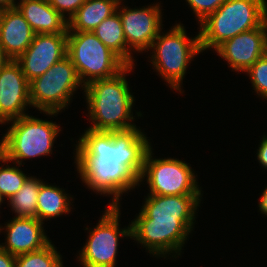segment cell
Segmentation results:
<instances>
[{"mask_svg":"<svg viewBox=\"0 0 267 267\" xmlns=\"http://www.w3.org/2000/svg\"><path fill=\"white\" fill-rule=\"evenodd\" d=\"M119 3L116 0H86L68 21V31H93L104 19L114 14Z\"/></svg>","mask_w":267,"mask_h":267,"instance_id":"18","label":"cell"},{"mask_svg":"<svg viewBox=\"0 0 267 267\" xmlns=\"http://www.w3.org/2000/svg\"><path fill=\"white\" fill-rule=\"evenodd\" d=\"M97 38L116 53L127 65L133 66L130 48L127 47V42L123 32L121 17L116 11L111 16L104 19L93 31Z\"/></svg>","mask_w":267,"mask_h":267,"instance_id":"19","label":"cell"},{"mask_svg":"<svg viewBox=\"0 0 267 267\" xmlns=\"http://www.w3.org/2000/svg\"><path fill=\"white\" fill-rule=\"evenodd\" d=\"M60 255L51 242L43 249L16 256L15 267H63Z\"/></svg>","mask_w":267,"mask_h":267,"instance_id":"22","label":"cell"},{"mask_svg":"<svg viewBox=\"0 0 267 267\" xmlns=\"http://www.w3.org/2000/svg\"><path fill=\"white\" fill-rule=\"evenodd\" d=\"M246 72L249 73L255 91L267 98V59L259 58Z\"/></svg>","mask_w":267,"mask_h":267,"instance_id":"24","label":"cell"},{"mask_svg":"<svg viewBox=\"0 0 267 267\" xmlns=\"http://www.w3.org/2000/svg\"><path fill=\"white\" fill-rule=\"evenodd\" d=\"M107 208L81 251L84 267H115L119 236L131 237V226L119 231V206Z\"/></svg>","mask_w":267,"mask_h":267,"instance_id":"10","label":"cell"},{"mask_svg":"<svg viewBox=\"0 0 267 267\" xmlns=\"http://www.w3.org/2000/svg\"><path fill=\"white\" fill-rule=\"evenodd\" d=\"M150 48H154L152 63L157 71L173 89L180 90L188 63L201 52L199 34L187 38L184 26L177 24L165 35L154 39Z\"/></svg>","mask_w":267,"mask_h":267,"instance_id":"7","label":"cell"},{"mask_svg":"<svg viewBox=\"0 0 267 267\" xmlns=\"http://www.w3.org/2000/svg\"><path fill=\"white\" fill-rule=\"evenodd\" d=\"M263 57H265L267 59V36L265 38Z\"/></svg>","mask_w":267,"mask_h":267,"instance_id":"32","label":"cell"},{"mask_svg":"<svg viewBox=\"0 0 267 267\" xmlns=\"http://www.w3.org/2000/svg\"><path fill=\"white\" fill-rule=\"evenodd\" d=\"M131 70L132 65H127L115 76L95 80L83 87L89 116L94 124L90 130L118 132L136 128V125L128 122L133 120L131 110L134 97L129 92L125 74Z\"/></svg>","mask_w":267,"mask_h":267,"instance_id":"3","label":"cell"},{"mask_svg":"<svg viewBox=\"0 0 267 267\" xmlns=\"http://www.w3.org/2000/svg\"><path fill=\"white\" fill-rule=\"evenodd\" d=\"M267 20L258 28L242 32L224 41L215 50L225 58L231 68L246 72L259 58L263 57Z\"/></svg>","mask_w":267,"mask_h":267,"instance_id":"13","label":"cell"},{"mask_svg":"<svg viewBox=\"0 0 267 267\" xmlns=\"http://www.w3.org/2000/svg\"><path fill=\"white\" fill-rule=\"evenodd\" d=\"M257 158L263 167L267 168V137H263V140L258 149Z\"/></svg>","mask_w":267,"mask_h":267,"instance_id":"28","label":"cell"},{"mask_svg":"<svg viewBox=\"0 0 267 267\" xmlns=\"http://www.w3.org/2000/svg\"><path fill=\"white\" fill-rule=\"evenodd\" d=\"M64 191L55 186L41 183L37 199L36 218L43 223L44 219L58 217L70 211L69 198Z\"/></svg>","mask_w":267,"mask_h":267,"instance_id":"20","label":"cell"},{"mask_svg":"<svg viewBox=\"0 0 267 267\" xmlns=\"http://www.w3.org/2000/svg\"><path fill=\"white\" fill-rule=\"evenodd\" d=\"M67 56L84 87L95 80L113 77L127 66L91 31H68ZM86 76L89 78L85 79Z\"/></svg>","mask_w":267,"mask_h":267,"instance_id":"5","label":"cell"},{"mask_svg":"<svg viewBox=\"0 0 267 267\" xmlns=\"http://www.w3.org/2000/svg\"><path fill=\"white\" fill-rule=\"evenodd\" d=\"M28 177L23 186L10 199L16 217L36 218L37 199L42 181Z\"/></svg>","mask_w":267,"mask_h":267,"instance_id":"21","label":"cell"},{"mask_svg":"<svg viewBox=\"0 0 267 267\" xmlns=\"http://www.w3.org/2000/svg\"><path fill=\"white\" fill-rule=\"evenodd\" d=\"M199 22H202L209 14L215 12L226 0H186Z\"/></svg>","mask_w":267,"mask_h":267,"instance_id":"25","label":"cell"},{"mask_svg":"<svg viewBox=\"0 0 267 267\" xmlns=\"http://www.w3.org/2000/svg\"><path fill=\"white\" fill-rule=\"evenodd\" d=\"M42 224L37 218L14 217L5 226L6 245L0 247L14 256L43 249L50 240L43 232Z\"/></svg>","mask_w":267,"mask_h":267,"instance_id":"16","label":"cell"},{"mask_svg":"<svg viewBox=\"0 0 267 267\" xmlns=\"http://www.w3.org/2000/svg\"><path fill=\"white\" fill-rule=\"evenodd\" d=\"M30 102V82L16 60H9L0 69V123L23 116Z\"/></svg>","mask_w":267,"mask_h":267,"instance_id":"12","label":"cell"},{"mask_svg":"<svg viewBox=\"0 0 267 267\" xmlns=\"http://www.w3.org/2000/svg\"><path fill=\"white\" fill-rule=\"evenodd\" d=\"M9 61L5 56L2 47L0 46V69Z\"/></svg>","mask_w":267,"mask_h":267,"instance_id":"31","label":"cell"},{"mask_svg":"<svg viewBox=\"0 0 267 267\" xmlns=\"http://www.w3.org/2000/svg\"><path fill=\"white\" fill-rule=\"evenodd\" d=\"M86 0H48V3L65 18V11L69 14V21Z\"/></svg>","mask_w":267,"mask_h":267,"instance_id":"26","label":"cell"},{"mask_svg":"<svg viewBox=\"0 0 267 267\" xmlns=\"http://www.w3.org/2000/svg\"><path fill=\"white\" fill-rule=\"evenodd\" d=\"M35 36L28 21L16 7L0 12V46L9 60H17Z\"/></svg>","mask_w":267,"mask_h":267,"instance_id":"15","label":"cell"},{"mask_svg":"<svg viewBox=\"0 0 267 267\" xmlns=\"http://www.w3.org/2000/svg\"><path fill=\"white\" fill-rule=\"evenodd\" d=\"M151 153L150 148L138 180L142 182L147 176L149 195H201L196 177L187 163L172 158L153 159Z\"/></svg>","mask_w":267,"mask_h":267,"instance_id":"9","label":"cell"},{"mask_svg":"<svg viewBox=\"0 0 267 267\" xmlns=\"http://www.w3.org/2000/svg\"><path fill=\"white\" fill-rule=\"evenodd\" d=\"M266 20L265 0H226L200 22L201 52L210 47L216 49L224 41L260 27Z\"/></svg>","mask_w":267,"mask_h":267,"instance_id":"4","label":"cell"},{"mask_svg":"<svg viewBox=\"0 0 267 267\" xmlns=\"http://www.w3.org/2000/svg\"><path fill=\"white\" fill-rule=\"evenodd\" d=\"M7 167V168H6ZM0 167V196L10 199L23 186L28 178L16 167Z\"/></svg>","mask_w":267,"mask_h":267,"instance_id":"23","label":"cell"},{"mask_svg":"<svg viewBox=\"0 0 267 267\" xmlns=\"http://www.w3.org/2000/svg\"><path fill=\"white\" fill-rule=\"evenodd\" d=\"M16 256L0 247V267H15Z\"/></svg>","mask_w":267,"mask_h":267,"instance_id":"27","label":"cell"},{"mask_svg":"<svg viewBox=\"0 0 267 267\" xmlns=\"http://www.w3.org/2000/svg\"><path fill=\"white\" fill-rule=\"evenodd\" d=\"M67 55V33L35 34L25 52L16 60L31 82Z\"/></svg>","mask_w":267,"mask_h":267,"instance_id":"11","label":"cell"},{"mask_svg":"<svg viewBox=\"0 0 267 267\" xmlns=\"http://www.w3.org/2000/svg\"><path fill=\"white\" fill-rule=\"evenodd\" d=\"M259 207H260L259 210L263 214L267 215V187L262 194V197H261L260 202H259Z\"/></svg>","mask_w":267,"mask_h":267,"instance_id":"29","label":"cell"},{"mask_svg":"<svg viewBox=\"0 0 267 267\" xmlns=\"http://www.w3.org/2000/svg\"><path fill=\"white\" fill-rule=\"evenodd\" d=\"M11 121L13 125L0 142L2 162L15 160L20 166L23 159L50 154L60 130L55 123L28 115Z\"/></svg>","mask_w":267,"mask_h":267,"instance_id":"6","label":"cell"},{"mask_svg":"<svg viewBox=\"0 0 267 267\" xmlns=\"http://www.w3.org/2000/svg\"><path fill=\"white\" fill-rule=\"evenodd\" d=\"M160 5L148 6L140 9L122 7L118 12L123 25V32L130 48L137 51L149 49L154 39L161 31Z\"/></svg>","mask_w":267,"mask_h":267,"instance_id":"14","label":"cell"},{"mask_svg":"<svg viewBox=\"0 0 267 267\" xmlns=\"http://www.w3.org/2000/svg\"><path fill=\"white\" fill-rule=\"evenodd\" d=\"M201 195H148L132 222L131 238L153 255L179 252L187 239Z\"/></svg>","mask_w":267,"mask_h":267,"instance_id":"2","label":"cell"},{"mask_svg":"<svg viewBox=\"0 0 267 267\" xmlns=\"http://www.w3.org/2000/svg\"><path fill=\"white\" fill-rule=\"evenodd\" d=\"M16 4L14 0H0V7L1 8H12L15 7Z\"/></svg>","mask_w":267,"mask_h":267,"instance_id":"30","label":"cell"},{"mask_svg":"<svg viewBox=\"0 0 267 267\" xmlns=\"http://www.w3.org/2000/svg\"><path fill=\"white\" fill-rule=\"evenodd\" d=\"M82 86L76 68L66 55L43 75L30 82L31 105L55 115L69 104L72 92Z\"/></svg>","mask_w":267,"mask_h":267,"instance_id":"8","label":"cell"},{"mask_svg":"<svg viewBox=\"0 0 267 267\" xmlns=\"http://www.w3.org/2000/svg\"><path fill=\"white\" fill-rule=\"evenodd\" d=\"M28 21L35 34L68 33V21L48 0H21L15 6Z\"/></svg>","mask_w":267,"mask_h":267,"instance_id":"17","label":"cell"},{"mask_svg":"<svg viewBox=\"0 0 267 267\" xmlns=\"http://www.w3.org/2000/svg\"><path fill=\"white\" fill-rule=\"evenodd\" d=\"M76 145L77 170L93 191L114 195L118 205L122 192L135 188L144 168L147 137L137 129L118 132L86 130Z\"/></svg>","mask_w":267,"mask_h":267,"instance_id":"1","label":"cell"}]
</instances>
